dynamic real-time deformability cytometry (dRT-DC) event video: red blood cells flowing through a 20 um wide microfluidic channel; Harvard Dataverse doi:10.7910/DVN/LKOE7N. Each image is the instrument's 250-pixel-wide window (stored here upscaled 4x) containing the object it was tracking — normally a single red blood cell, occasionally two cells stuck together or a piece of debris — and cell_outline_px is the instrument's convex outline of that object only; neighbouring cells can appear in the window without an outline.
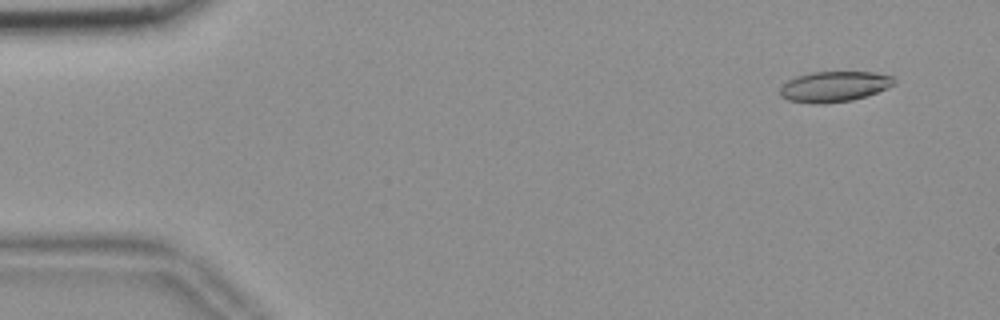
{"species": "common noctule bat (a hibernating species)", "species_latin": "Nyctalus noctula", "temperature_condition": "room temperature", "stored_images_in_passage": 12, "camera_frame_rate_fps": 3000, "um_per_image_px": 0.085, "animal": {"sex": "female", "body_mass_g": 18.4}, "frame": {"image": 1, "passage_image": 4, "time_ms": 1.0, "image_size_px": [1000, 320], "cell_outline_px": [[896, 84], [888, 88], [852, 100], [824, 104], [816, 104], [788, 100], [780, 96], [780, 88], [788, 80], [796, 76], [812, 72], [872, 72], [892, 76], [896, 80]], "centroid_in_image_um": [70.91, 7.36], "position_along_channel_um": 14.1, "area_um2": 20.29}}